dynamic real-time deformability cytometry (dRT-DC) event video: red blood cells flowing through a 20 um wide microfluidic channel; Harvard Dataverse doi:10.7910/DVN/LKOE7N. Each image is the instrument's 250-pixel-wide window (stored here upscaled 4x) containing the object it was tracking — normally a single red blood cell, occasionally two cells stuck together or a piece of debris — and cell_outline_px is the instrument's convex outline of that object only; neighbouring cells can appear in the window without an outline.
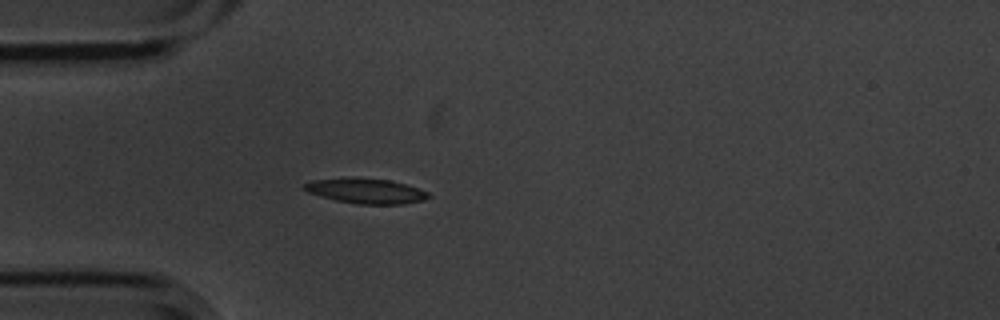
{"species": "common noctule bat (a hibernating species)", "species_latin": "Nyctalus noctula", "temperature_condition": "cold", "stored_images_in_passage": 3, "camera_frame_rate_fps": 3000, "um_per_image_px": 0.085, "animal": {"sex": "male", "body_mass_g": 20.1, "forearm_length_mm": 53.5}, "frame": {"image": 1, "passage_image": 3, "time_ms": 0.667, "image_size_px": [1000, 320], "cell_outline_px": [[432, 196], [424, 200], [404, 204], [360, 204], [336, 200], [320, 196], [308, 192], [300, 188], [304, 184], [312, 180], [388, 180], [404, 184], [428, 192]], "centroid_in_image_um": [31.14, 16.28], "position_along_channel_um": 53.9, "area_um2": 17.22}}